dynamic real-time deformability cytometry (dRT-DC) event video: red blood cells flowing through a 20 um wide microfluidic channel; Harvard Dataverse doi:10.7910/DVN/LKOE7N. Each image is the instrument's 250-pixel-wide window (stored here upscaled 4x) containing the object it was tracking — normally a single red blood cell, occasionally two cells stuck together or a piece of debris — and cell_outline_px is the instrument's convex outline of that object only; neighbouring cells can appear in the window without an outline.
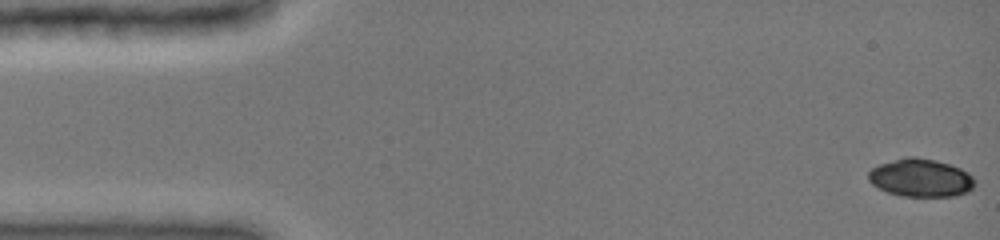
{"species": "common noctule bat (a hibernating species)", "species_latin": "Nyctalus noctula", "temperature_condition": "cold", "stored_images_in_passage": 47, "camera_frame_rate_fps": 3000, "um_per_image_px": 0.085, "animal": {"sex": "female", "body_mass_g": 19.0, "forearm_length_mm": 51.5}, "frame": {"image": 1, "passage_image": 1, "time_ms": 0.0, "image_size_px": [1000, 240], "cell_outline_px": [[976, 184], [968, 192], [956, 196], [900, 196], [888, 192], [872, 184], [868, 180], [868, 172], [872, 168], [880, 164], [904, 156], [916, 156], [936, 160], [960, 168], [968, 172], [976, 180]], "centroid_in_image_um": [78.28, 15.11], "position_along_channel_um": 6.7, "area_um2": 23.76}}
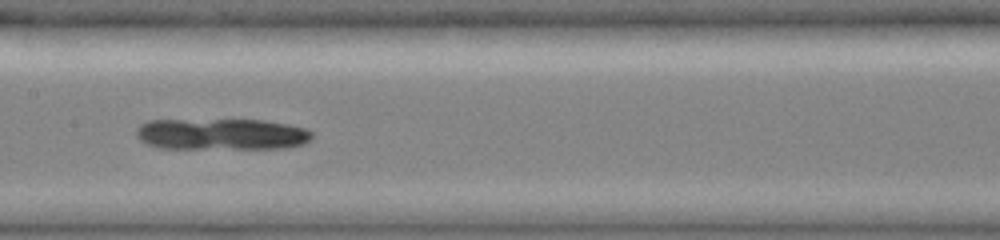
{"frame": {"image": 2, "passage_image": 24, "time_ms": 7.667, "image_size_px": [1000, 240], "cell_outline_px": [[312, 136], [304, 144], [288, 148], [160, 148], [148, 144], [140, 140], [136, 136], [136, 128], [140, 124], [148, 120], [264, 120], [288, 124], [308, 128], [312, 132]], "centroid_in_image_um": [18.84, 11.4], "position_along_channel_um": 188.6, "area_um2": 32.31}}
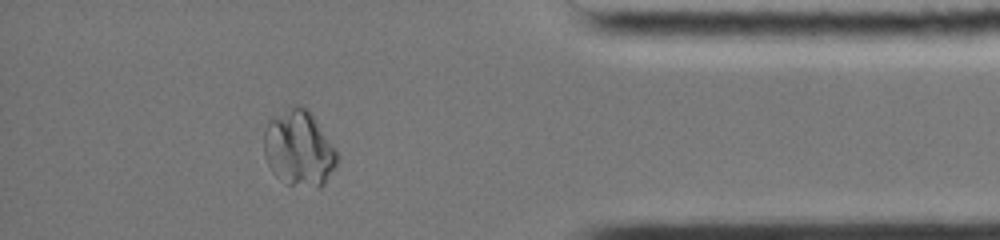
{"frame": {"image": 3, "passage_image": 42, "time_ms": 13.667, "image_size_px": [1000, 240], "cell_outline_px": [[340, 160], [336, 168], [324, 184], [320, 188], [316, 188], [288, 184], [276, 176], [272, 172], [264, 156], [264, 132], [268, 120], [272, 116], [296, 104], [300, 104], [308, 108], [312, 112], [336, 148], [340, 156]], "centroid_in_image_um": [25.45, 12.6], "position_along_channel_um": 409.7, "area_um2": 33.18}}